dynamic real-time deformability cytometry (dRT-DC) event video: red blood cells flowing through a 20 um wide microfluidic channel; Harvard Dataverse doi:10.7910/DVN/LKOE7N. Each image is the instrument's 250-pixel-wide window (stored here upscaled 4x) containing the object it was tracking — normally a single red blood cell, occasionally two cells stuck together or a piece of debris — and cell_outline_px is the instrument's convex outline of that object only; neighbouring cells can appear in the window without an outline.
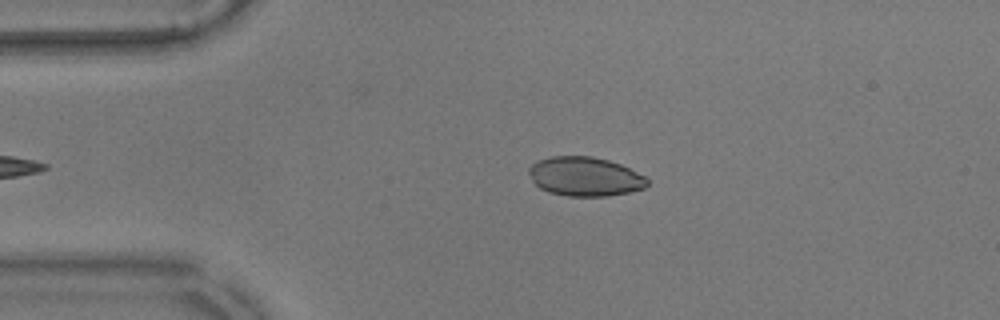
{"species": "common noctule bat (a hibernating species)", "species_latin": "Nyctalus noctula", "temperature_condition": "warm", "stored_images_in_passage": 41, "camera_frame_rate_fps": 3000, "um_per_image_px": 0.085, "animal": {"sex": "male", "body_mass_g": 17.9}, "frame": {"image": 1, "passage_image": 3, "time_ms": 0.667, "image_size_px": [1000, 320], "cell_outline_px": [[648, 184], [644, 188], [628, 192], [608, 196], [568, 196], [548, 192], [540, 188], [532, 180], [528, 172], [528, 168], [532, 164], [540, 160], [552, 156], [592, 156], [608, 160], [620, 164], [644, 176], [648, 180]], "centroid_in_image_um": [49.7, 15.01], "position_along_channel_um": 35.3, "area_um2": 26.88}}
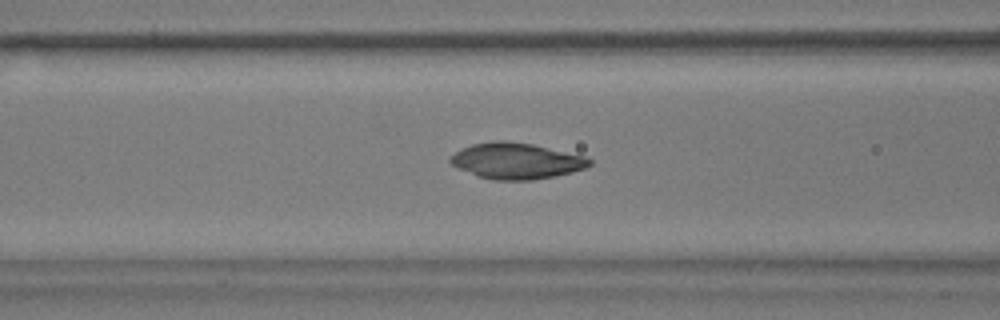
{"frame": {"image": 2, "passage_image": 13, "time_ms": 4.0, "image_size_px": [1000, 320], "cell_outline_px": [[592, 164], [588, 168], [556, 176], [532, 180], [492, 180], [480, 176], [460, 168], [452, 164], [448, 160], [456, 152], [472, 144], [492, 140], [504, 140], [532, 144], [584, 156], [592, 160]], "centroid_in_image_um": [43.93, 13.68], "position_along_channel_um": 122.7, "area_um2": 29.02}}
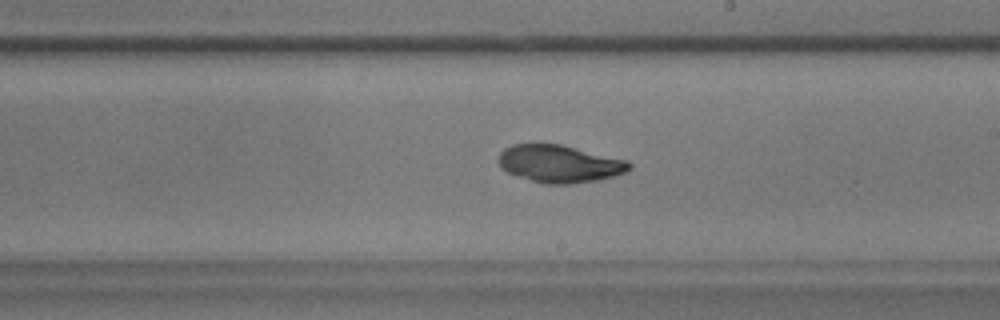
{"frame": {"image": 3, "passage_image": 23, "time_ms": 7.333, "image_size_px": [1000, 320], "cell_outline_px": [[632, 168], [624, 172], [612, 176], [596, 180], [568, 184], [544, 184], [508, 172], [500, 168], [500, 152], [504, 148], [512, 144], [540, 140], [560, 144], [628, 160], [632, 164]], "centroid_in_image_um": [47.53, 13.87], "position_along_channel_um": 241.5, "area_um2": 28.96}, "authors_computed_cell_mechanics": {"area_um2": 28.2642, "velocity_mm_per_s": 3.5662, "shape_relaxation_time_tau1_ms": 4.6181, "shape_relaxation_time_tau2_ms": 5.775, "deformation_change_tau1": 0.0563, "deformation_change_tau2": 0.0586}}